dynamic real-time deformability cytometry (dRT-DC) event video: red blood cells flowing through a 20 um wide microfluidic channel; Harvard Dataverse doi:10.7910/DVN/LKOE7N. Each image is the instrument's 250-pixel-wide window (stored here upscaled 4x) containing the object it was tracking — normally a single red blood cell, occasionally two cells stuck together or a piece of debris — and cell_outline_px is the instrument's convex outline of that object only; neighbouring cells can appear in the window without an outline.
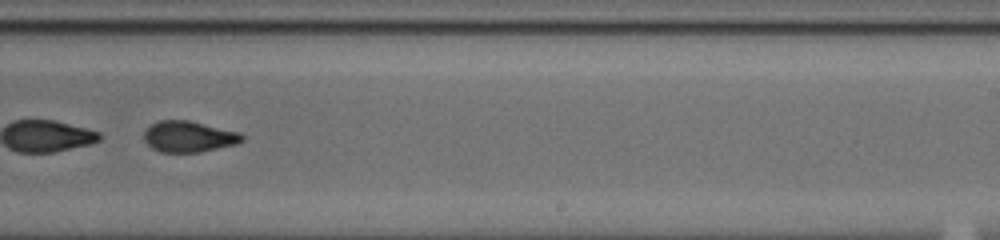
{"species": "common noctule bat (a hibernating species)", "species_latin": "Nyctalus noctula", "temperature_condition": "cold", "stored_images_in_passage": 53, "segment_of_instrument_passage": [2, 2], "camera_frame_rate_fps": 3000, "um_per_image_px": 0.085, "animal": {"sex": "male", "body_mass_g": 20.0, "forearm_length_mm": 53.3}, "frame": {"image": 1, "passage_image": 32, "time_ms": 10.333, "image_size_px": [1000, 240], "cell_outline_px": [[244, 140], [236, 144], [200, 152], [160, 152], [152, 148], [144, 140], [144, 132], [152, 124], [160, 120], [188, 120], [240, 132], [244, 136]], "centroid_in_image_um": [16.06, 11.61], "position_along_channel_um": 272.9, "area_um2": 17.69}}